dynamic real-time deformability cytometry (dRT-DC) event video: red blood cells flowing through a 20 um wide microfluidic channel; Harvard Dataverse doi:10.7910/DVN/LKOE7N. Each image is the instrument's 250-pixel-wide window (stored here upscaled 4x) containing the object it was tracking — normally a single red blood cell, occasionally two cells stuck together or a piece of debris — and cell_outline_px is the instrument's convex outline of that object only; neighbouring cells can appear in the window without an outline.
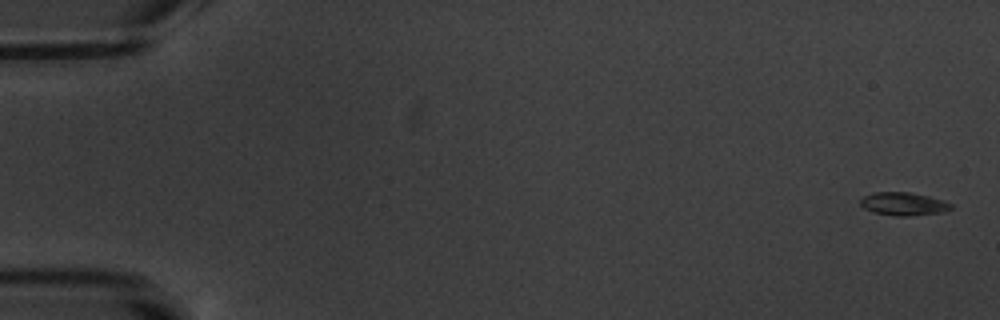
{"species": "common noctule bat (a hibernating species)", "species_latin": "Nyctalus noctula", "temperature_condition": "warm", "stored_images_in_passage": 17, "camera_frame_rate_fps": 3000, "um_per_image_px": 0.085, "animal": {"sex": "male", "body_mass_g": 20.1, "forearm_length_mm": 53.5}, "frame": {"image": 1, "passage_image": 1, "time_ms": 0.0, "image_size_px": [1000, 320], "cell_outline_px": [[952, 208], [940, 212], [904, 216], [900, 216], [876, 212], [864, 208], [860, 204], [860, 200], [864, 196], [872, 192], [908, 192], [928, 196], [952, 204]], "centroid_in_image_um": [76.76, 17.31], "position_along_channel_um": 8.2, "area_um2": 11.79}}
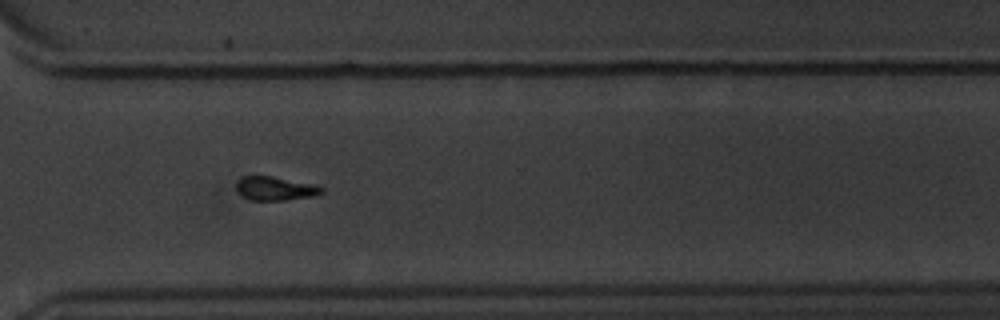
{"frame": {"image": 2, "passage_image": 13, "time_ms": 14.0, "image_size_px": [1000, 320], "cell_outline_px": [[324, 192], [316, 196], [284, 200], [252, 200], [244, 196], [236, 188], [236, 180], [244, 176], [272, 176], [316, 184], [324, 188]], "centroid_in_image_um": [23.45, 16.01], "position_along_channel_um": 347.1, "area_um2": 11.91}}
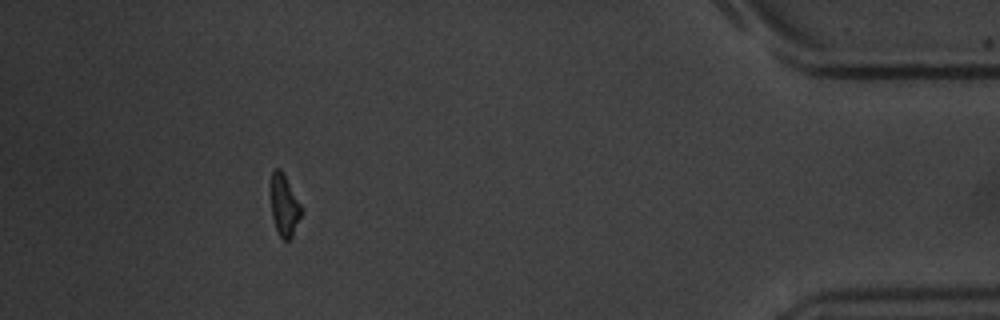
{"frame": {"image": 3, "passage_image": 16, "time_ms": 17.333, "image_size_px": [1000, 320], "cell_outline_px": [[304, 208], [292, 236], [288, 240], [284, 240], [280, 236], [276, 228], [272, 216], [268, 184], [272, 172], [276, 168], [280, 168]], "centroid_in_image_um": [24.14, 17.4], "position_along_channel_um": 411.1, "area_um2": 11.33}, "authors_computed_cell_mechanics": {"area_um2": 11.6178, "velocity_mm_per_s": 3.4911, "shape_relaxation_time_tau1_ms": 1.6468, "shape_relaxation_time_tau2_ms": 3.281, "deformation_change_tau1": 0.1508, "deformation_change_tau2": 0.126}}